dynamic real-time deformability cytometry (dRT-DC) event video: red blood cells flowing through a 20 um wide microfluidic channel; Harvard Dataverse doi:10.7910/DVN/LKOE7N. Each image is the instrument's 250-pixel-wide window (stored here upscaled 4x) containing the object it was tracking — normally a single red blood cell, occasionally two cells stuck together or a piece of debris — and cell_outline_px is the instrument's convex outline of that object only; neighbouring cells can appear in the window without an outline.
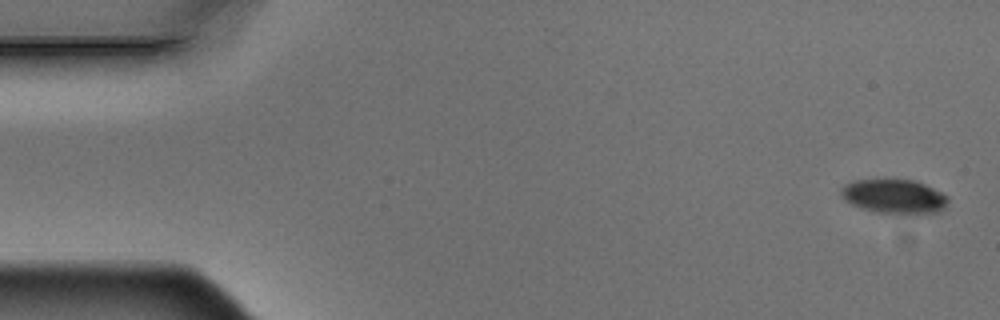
{"species": "Egyptian fruit bat (a non-hibernating species)", "species_latin": "Rousettus aegyptiacus", "temperature_condition": "warm", "stored_images_in_passage": 5, "camera_frame_rate_fps": 3000, "um_per_image_px": 0.085, "animal": {"sex": "male"}, "frame": {"image": 1, "passage_image": 1, "time_ms": 0.0, "image_size_px": [1000, 320], "cell_outline_px": [[948, 200], [944, 208], [940, 212], [908, 216], [896, 216], [876, 212], [860, 208], [844, 200], [840, 196], [840, 188], [844, 184], [852, 180], [916, 180], [948, 196]], "centroid_in_image_um": [75.99, 16.74], "position_along_channel_um": 9.0, "area_um2": 22.08}}
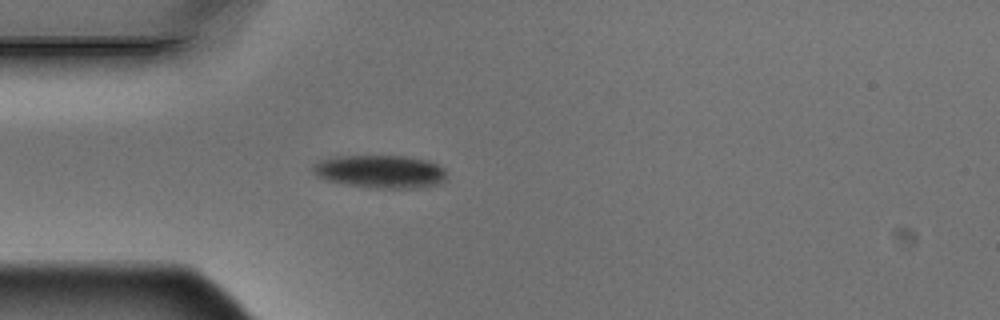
{"frame": {"image": 2, "passage_image": 5, "time_ms": 1.333, "image_size_px": [1000, 320], "cell_outline_px": [[448, 176], [440, 184], [420, 188], [376, 188], [348, 184], [328, 180], [316, 176], [312, 172], [312, 164], [320, 160], [336, 156], [404, 156], [432, 160], [444, 168], [448, 172]], "centroid_in_image_um": [32.39, 14.57], "position_along_channel_um": 52.6, "area_um2": 26.07}}